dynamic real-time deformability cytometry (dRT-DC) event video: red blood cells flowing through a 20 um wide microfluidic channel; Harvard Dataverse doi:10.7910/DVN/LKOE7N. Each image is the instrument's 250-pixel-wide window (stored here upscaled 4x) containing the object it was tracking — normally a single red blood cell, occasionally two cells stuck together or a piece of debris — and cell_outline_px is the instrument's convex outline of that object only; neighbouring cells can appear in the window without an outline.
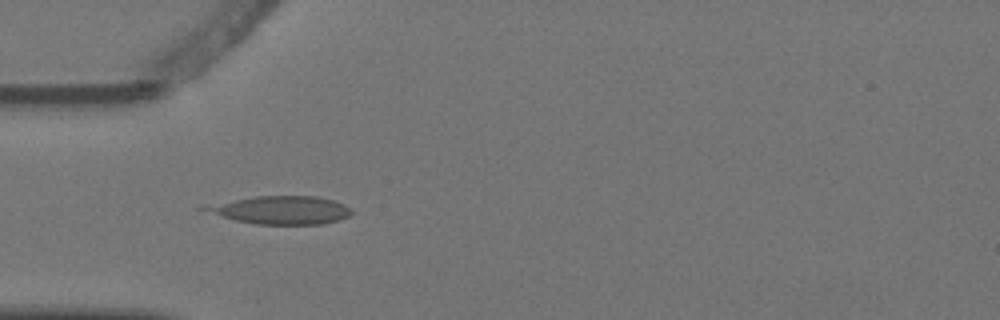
{"species": "Egyptian fruit bat (a non-hibernating species)", "species_latin": "Rousettus aegyptiacus", "temperature_condition": "warm", "stored_images_in_passage": 7, "camera_frame_rate_fps": 3000, "um_per_image_px": 0.085, "animal": {"sex": "female"}, "frame": {"image": 1, "passage_image": 3, "time_ms": 0.667, "image_size_px": [1000, 320], "cell_outline_px": [[352, 212], [348, 216], [324, 224], [256, 224], [236, 220], [196, 208], [204, 204], [256, 196], [316, 196], [332, 200], [344, 204], [352, 208]], "centroid_in_image_um": [23.83, 17.84], "position_along_channel_um": 61.2, "area_um2": 23.99}}
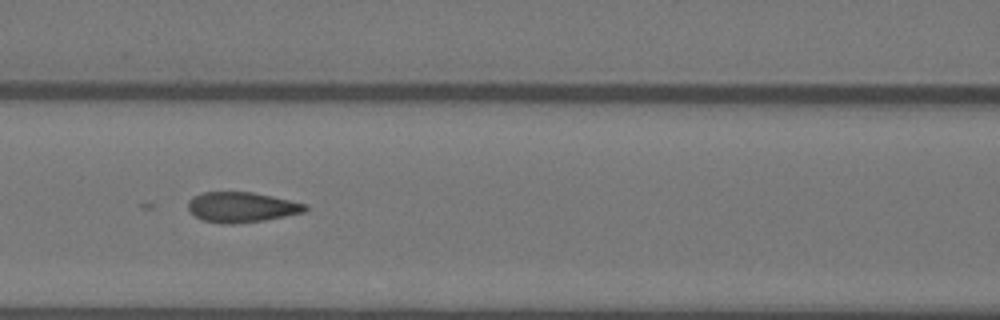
{"frame": {"image": 2, "passage_image": 5, "time_ms": 1.333, "image_size_px": [1000, 320], "cell_outline_px": [[308, 208], [304, 212], [264, 220], [232, 224], [220, 224], [204, 220], [196, 216], [188, 208], [188, 200], [192, 196], [200, 192], [252, 192], [272, 196], [308, 204]], "centroid_in_image_um": [20.53, 17.6], "position_along_channel_um": 146.1, "area_um2": 20.63}}
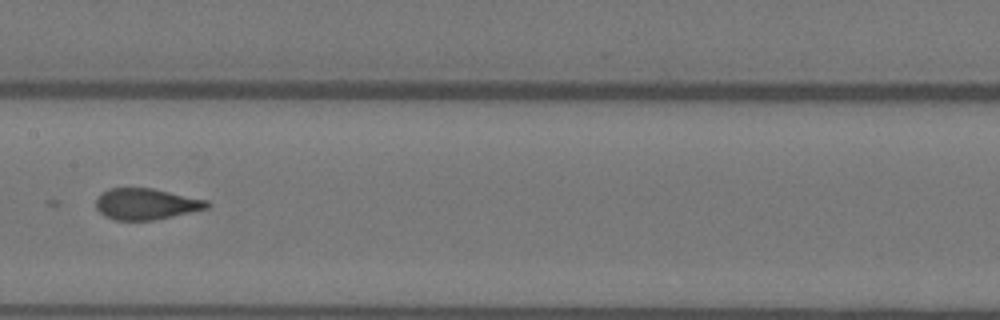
{"frame": {"image": 3, "passage_image": 6, "time_ms": 1.667, "image_size_px": [1000, 320], "cell_outline_px": [[212, 204], [208, 208], [152, 220], [116, 220], [104, 216], [96, 208], [96, 196], [100, 192], [108, 188], [152, 188], [208, 200]], "centroid_in_image_um": [12.38, 17.32], "position_along_channel_um": 195.0, "area_um2": 20.23}}